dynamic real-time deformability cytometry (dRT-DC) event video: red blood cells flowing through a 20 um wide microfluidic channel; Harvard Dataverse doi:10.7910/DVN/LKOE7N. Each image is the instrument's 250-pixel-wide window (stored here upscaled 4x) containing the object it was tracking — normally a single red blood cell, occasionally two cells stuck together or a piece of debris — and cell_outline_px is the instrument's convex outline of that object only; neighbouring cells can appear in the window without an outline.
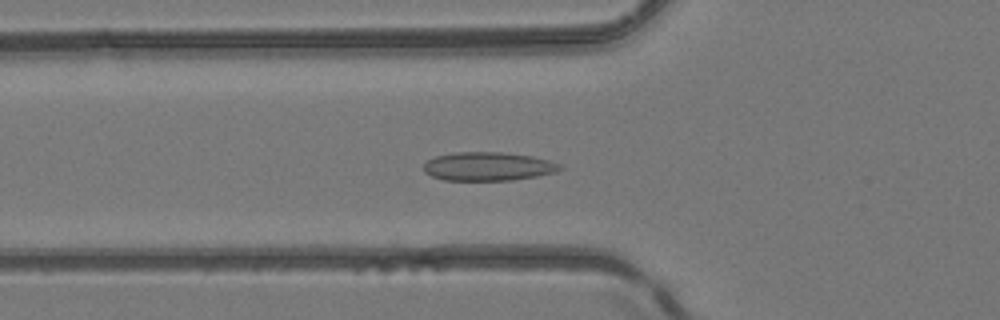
{"species": "common noctule bat (a hibernating species)", "species_latin": "Nyctalus noctula", "temperature_condition": "room temperature", "stored_images_in_passage": 48, "camera_frame_rate_fps": 3000, "um_per_image_px": 0.085, "animal": {"sex": "female", "body_mass_g": 24.6, "forearm_length_mm": 56.2}, "frame": {"image": 1, "passage_image": 16, "time_ms": 5.0, "image_size_px": [1000, 320], "cell_outline_px": [[564, 168], [556, 172], [536, 176], [512, 180], [444, 180], [432, 176], [424, 172], [424, 164], [428, 160], [436, 156], [456, 152], [500, 152], [532, 156], [548, 160], [560, 164]], "centroid_in_image_um": [41.5, 14.14], "position_along_channel_um": 84.3, "area_um2": 22.66}}
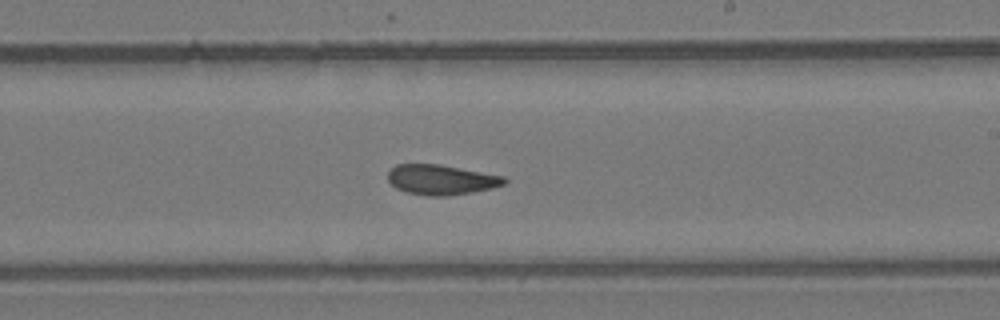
{"frame": {"image": 2, "passage_image": 28, "time_ms": 9.0, "image_size_px": [1000, 320], "cell_outline_px": [[508, 180], [504, 184], [492, 188], [472, 192], [444, 196], [428, 196], [408, 192], [396, 188], [388, 180], [388, 172], [396, 164], [440, 164], [504, 176]], "centroid_in_image_um": [37.51, 15.27], "position_along_channel_um": 251.5, "area_um2": 20.29}}
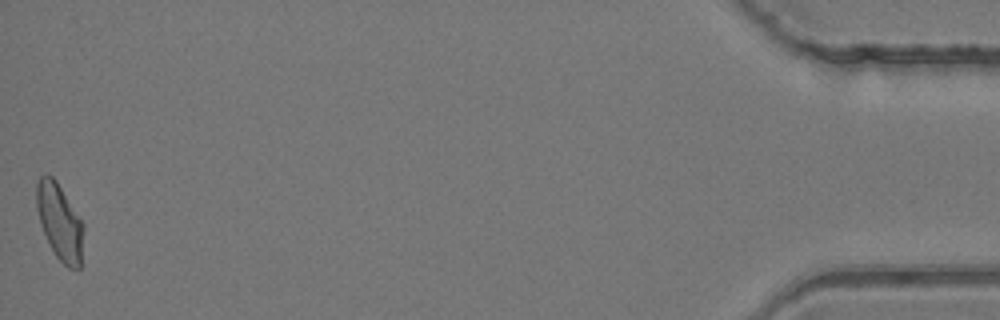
{"frame": {"image": 3, "passage_image": 48, "time_ms": 15.667, "image_size_px": [1000, 320], "cell_outline_px": [[84, 228], [80, 268], [68, 268], [56, 256], [40, 224], [36, 208], [36, 184], [40, 176], [52, 176], [56, 180], [84, 224]], "centroid_in_image_um": [5.07, 18.85], "position_along_channel_um": 430.1, "area_um2": 20.63}, "authors_computed_cell_mechanics": {"area_um2": 21.0392, "velocity_mm_per_s": 4.1619, "shape_relaxation_time_tau1_ms": 8.7978, "shape_relaxation_time_tau2_ms": 2.077, "deformation_change_tau1": 0.1605, "deformation_change_tau2": 0.0626}}